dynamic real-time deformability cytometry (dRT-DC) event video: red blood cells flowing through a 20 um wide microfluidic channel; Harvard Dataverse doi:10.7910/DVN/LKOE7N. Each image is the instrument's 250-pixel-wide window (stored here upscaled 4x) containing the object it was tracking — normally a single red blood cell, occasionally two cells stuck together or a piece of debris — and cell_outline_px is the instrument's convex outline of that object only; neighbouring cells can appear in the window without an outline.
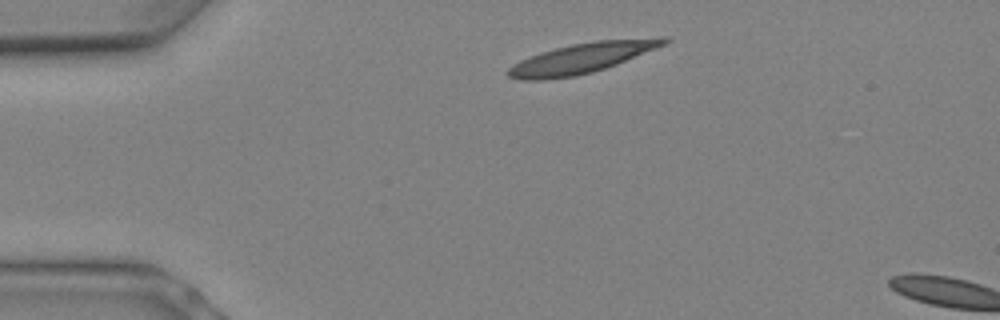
{"species": "Egyptian fruit bat (a non-hibernating species)", "species_latin": "Rousettus aegyptiacus", "temperature_condition": "warm", "stored_images_in_passage": 2, "camera_frame_rate_fps": 3000, "um_per_image_px": 0.085, "animal": {"sex": "female"}, "frame": {"image": 1, "passage_image": 1, "time_ms": 0.0, "image_size_px": [1000, 320], "cell_outline_px": [[672, 40], [664, 44], [616, 64], [592, 72], [576, 76], [540, 80], [520, 80], [508, 76], [504, 72], [512, 64], [520, 60], [556, 48], [572, 44], [596, 40], [656, 36], [668, 36]], "centroid_in_image_um": [49.48, 4.92], "position_along_channel_um": 35.5, "area_um2": 27.4}}